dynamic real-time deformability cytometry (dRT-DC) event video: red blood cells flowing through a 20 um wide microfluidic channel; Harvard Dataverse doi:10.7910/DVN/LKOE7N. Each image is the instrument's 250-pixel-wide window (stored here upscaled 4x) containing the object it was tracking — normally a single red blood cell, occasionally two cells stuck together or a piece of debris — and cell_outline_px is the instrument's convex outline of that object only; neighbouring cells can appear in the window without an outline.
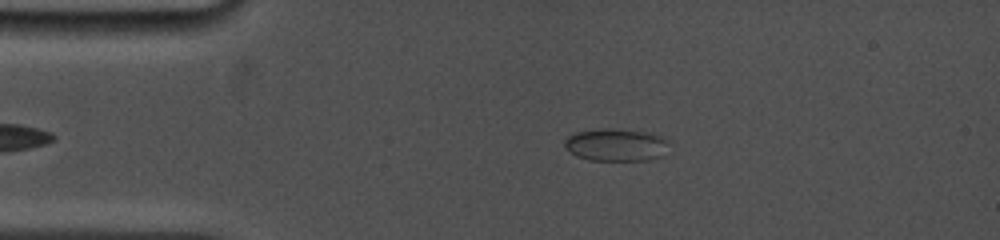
{"species": "common noctule bat (a hibernating species)", "species_latin": "Nyctalus noctula", "temperature_condition": "cold", "stored_images_in_passage": 40, "camera_frame_rate_fps": 5000, "um_per_image_px": 0.085, "animal": {"sex": "female", "body_mass_g": 19.0, "forearm_length_mm": 53.3}, "frame": {"image": 1, "passage_image": 4, "time_ms": 1.2, "image_size_px": [1000, 240], "cell_outline_px": [[668, 144], [660, 156], [648, 160], [588, 160], [576, 156], [564, 148], [564, 140], [568, 136], [576, 132], [604, 128], [612, 128], [648, 132], [664, 136], [668, 140]], "centroid_in_image_um": [52.33, 12.3], "position_along_channel_um": 32.7, "area_um2": 19.88}}
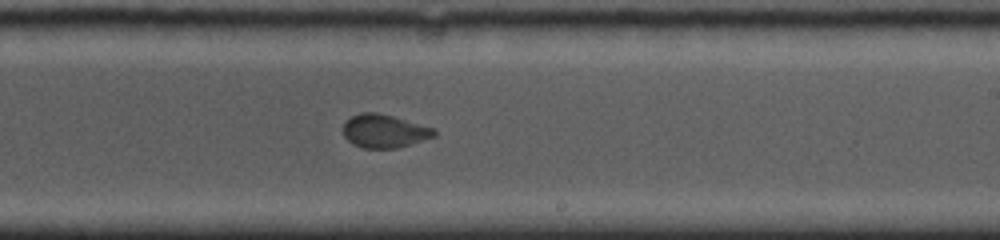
{"frame": {"image": 2, "passage_image": 25, "time_ms": 8.0, "image_size_px": [1000, 240], "cell_outline_px": [[436, 136], [396, 148], [364, 148], [352, 144], [344, 136], [344, 120], [360, 112], [376, 112], [392, 116], [432, 128], [436, 132]], "centroid_in_image_um": [32.62, 11.14], "position_along_channel_um": 256.4, "area_um2": 17.46}}
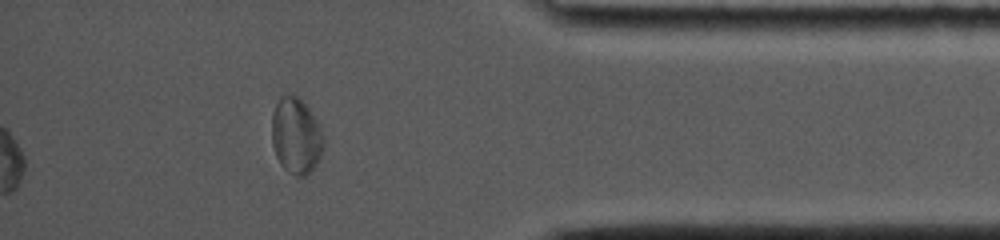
{"frame": {"image": 3, "passage_image": 40, "time_ms": 12.4, "image_size_px": [1000, 240], "cell_outline_px": [[324, 144], [320, 156], [316, 164], [304, 176], [296, 176], [284, 168], [280, 164], [276, 156], [272, 144], [272, 112], [280, 96], [292, 92], [308, 108], [316, 120], [324, 136]], "centroid_in_image_um": [25.14, 11.52], "position_along_channel_um": 410.1, "area_um2": 22.83}, "authors_computed_cell_mechanics": {"area_um2": 17.9758, "velocity_mm_per_s": 3.8328, "shape_relaxation_time_tau1_ms": 6.8036, "shape_relaxation_time_tau2_ms": null, "deformation_change_tau1": 0.1226, "deformation_change_tau2": null}}